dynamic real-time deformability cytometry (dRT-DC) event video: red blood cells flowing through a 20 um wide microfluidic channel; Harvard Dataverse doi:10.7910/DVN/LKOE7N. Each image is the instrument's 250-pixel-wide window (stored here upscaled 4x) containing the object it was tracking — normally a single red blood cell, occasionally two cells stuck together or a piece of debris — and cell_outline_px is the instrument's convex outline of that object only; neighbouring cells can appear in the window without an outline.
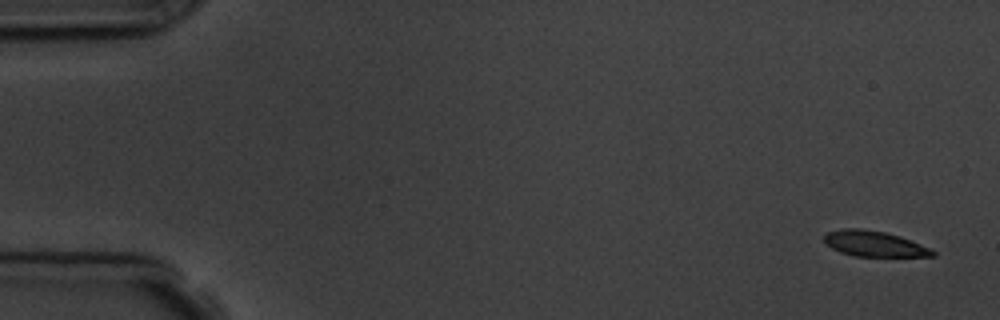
{"species": "common noctule bat (a hibernating species)", "species_latin": "Nyctalus noctula", "temperature_condition": "room temperature", "stored_images_in_passage": 11, "camera_frame_rate_fps": 3000, "um_per_image_px": 0.085, "animal": {"sex": "male", "body_mass_g": 19.5, "forearm_length_mm": 54.6}, "frame": {"image": 1, "passage_image": 1, "time_ms": 0.0, "image_size_px": [1000, 320], "cell_outline_px": [[936, 256], [852, 256], [840, 252], [832, 248], [824, 240], [824, 236], [828, 232], [844, 228], [860, 228], [884, 232], [900, 236], [932, 248], [936, 252]], "centroid_in_image_um": [74.34, 20.72], "position_along_channel_um": 10.7, "area_um2": 16.13}}
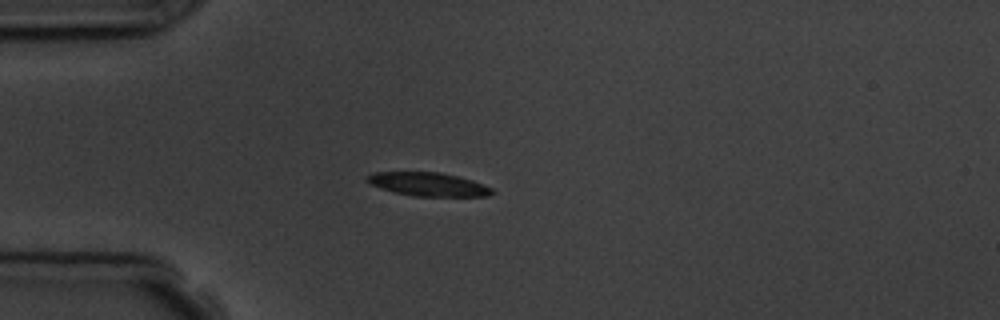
{"frame": {"image": 2, "passage_image": 4, "time_ms": 4.333, "image_size_px": [1000, 320], "cell_outline_px": [[496, 192], [488, 196], [412, 196], [380, 188], [364, 180], [364, 176], [376, 172], [440, 172], [472, 180], [492, 188]], "centroid_in_image_um": [36.39, 15.66], "position_along_channel_um": 48.6, "area_um2": 17.11}}
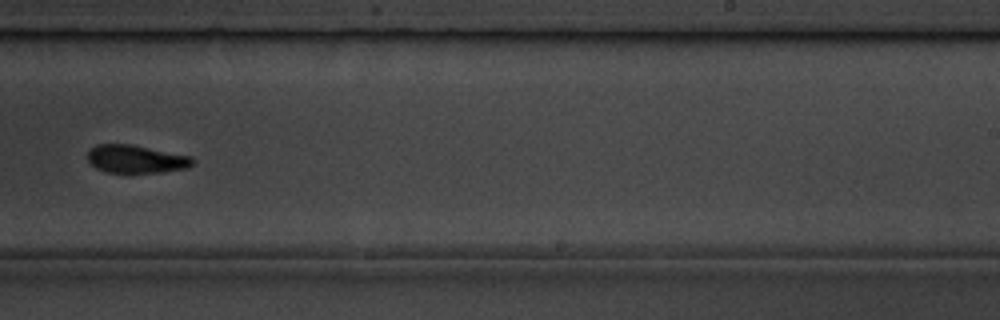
{"frame": {"image": 3, "passage_image": 10, "time_ms": 11.0, "image_size_px": [1000, 320], "cell_outline_px": [[196, 160], [188, 168], [160, 172], [104, 172], [96, 168], [88, 160], [88, 152], [96, 144], [132, 144], [192, 156]], "centroid_in_image_um": [11.59, 13.51], "position_along_channel_um": 277.4, "area_um2": 17.17}}